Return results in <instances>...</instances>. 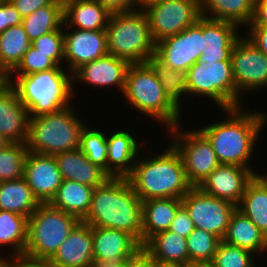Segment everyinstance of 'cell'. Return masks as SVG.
Masks as SVG:
<instances>
[{
  "label": "cell",
  "instance_id": "6da1fadb",
  "mask_svg": "<svg viewBox=\"0 0 267 267\" xmlns=\"http://www.w3.org/2000/svg\"><path fill=\"white\" fill-rule=\"evenodd\" d=\"M244 108L245 106L223 110L228 116L225 120L206 125L199 130L212 144L220 164L249 168L257 175L249 161L258 135L266 125L267 114Z\"/></svg>",
  "mask_w": 267,
  "mask_h": 267
},
{
  "label": "cell",
  "instance_id": "7a4b0ae2",
  "mask_svg": "<svg viewBox=\"0 0 267 267\" xmlns=\"http://www.w3.org/2000/svg\"><path fill=\"white\" fill-rule=\"evenodd\" d=\"M82 222L126 232L142 246V200L127 178L110 177L95 187L89 212Z\"/></svg>",
  "mask_w": 267,
  "mask_h": 267
},
{
  "label": "cell",
  "instance_id": "3957f363",
  "mask_svg": "<svg viewBox=\"0 0 267 267\" xmlns=\"http://www.w3.org/2000/svg\"><path fill=\"white\" fill-rule=\"evenodd\" d=\"M138 158L126 178L142 201L182 199L193 187L187 180L182 159L172 145L153 158Z\"/></svg>",
  "mask_w": 267,
  "mask_h": 267
},
{
  "label": "cell",
  "instance_id": "277c9868",
  "mask_svg": "<svg viewBox=\"0 0 267 267\" xmlns=\"http://www.w3.org/2000/svg\"><path fill=\"white\" fill-rule=\"evenodd\" d=\"M4 80L13 86L29 116L53 113L72 104V74L62 66L27 76H6Z\"/></svg>",
  "mask_w": 267,
  "mask_h": 267
},
{
  "label": "cell",
  "instance_id": "5b68a950",
  "mask_svg": "<svg viewBox=\"0 0 267 267\" xmlns=\"http://www.w3.org/2000/svg\"><path fill=\"white\" fill-rule=\"evenodd\" d=\"M85 126L72 104L53 113L29 116L25 144L29 152L51 156L76 150Z\"/></svg>",
  "mask_w": 267,
  "mask_h": 267
},
{
  "label": "cell",
  "instance_id": "8992f818",
  "mask_svg": "<svg viewBox=\"0 0 267 267\" xmlns=\"http://www.w3.org/2000/svg\"><path fill=\"white\" fill-rule=\"evenodd\" d=\"M122 94L134 109L164 123L167 129L181 124L180 110L165 95L155 71L148 63L129 66Z\"/></svg>",
  "mask_w": 267,
  "mask_h": 267
},
{
  "label": "cell",
  "instance_id": "52a82bcc",
  "mask_svg": "<svg viewBox=\"0 0 267 267\" xmlns=\"http://www.w3.org/2000/svg\"><path fill=\"white\" fill-rule=\"evenodd\" d=\"M106 33L108 53L130 64L147 63L155 55L156 44L143 9L111 14Z\"/></svg>",
  "mask_w": 267,
  "mask_h": 267
},
{
  "label": "cell",
  "instance_id": "ba28073f",
  "mask_svg": "<svg viewBox=\"0 0 267 267\" xmlns=\"http://www.w3.org/2000/svg\"><path fill=\"white\" fill-rule=\"evenodd\" d=\"M79 222L75 216L49 203H41L28 218L24 256L34 260H49Z\"/></svg>",
  "mask_w": 267,
  "mask_h": 267
},
{
  "label": "cell",
  "instance_id": "9c48e42d",
  "mask_svg": "<svg viewBox=\"0 0 267 267\" xmlns=\"http://www.w3.org/2000/svg\"><path fill=\"white\" fill-rule=\"evenodd\" d=\"M192 94L212 99L222 110L237 108L231 61H197L187 71V95Z\"/></svg>",
  "mask_w": 267,
  "mask_h": 267
},
{
  "label": "cell",
  "instance_id": "30bf717a",
  "mask_svg": "<svg viewBox=\"0 0 267 267\" xmlns=\"http://www.w3.org/2000/svg\"><path fill=\"white\" fill-rule=\"evenodd\" d=\"M181 128L179 124L168 129L170 144L182 159L188 182L198 187L220 163L212 144L199 129L181 131Z\"/></svg>",
  "mask_w": 267,
  "mask_h": 267
},
{
  "label": "cell",
  "instance_id": "8fae6325",
  "mask_svg": "<svg viewBox=\"0 0 267 267\" xmlns=\"http://www.w3.org/2000/svg\"><path fill=\"white\" fill-rule=\"evenodd\" d=\"M143 10L155 44L177 35L202 17L199 0H160Z\"/></svg>",
  "mask_w": 267,
  "mask_h": 267
},
{
  "label": "cell",
  "instance_id": "7c38bea8",
  "mask_svg": "<svg viewBox=\"0 0 267 267\" xmlns=\"http://www.w3.org/2000/svg\"><path fill=\"white\" fill-rule=\"evenodd\" d=\"M231 63L237 89V107H243L242 93H251L267 87V56L246 36H240L233 46Z\"/></svg>",
  "mask_w": 267,
  "mask_h": 267
},
{
  "label": "cell",
  "instance_id": "4fadbf2b",
  "mask_svg": "<svg viewBox=\"0 0 267 267\" xmlns=\"http://www.w3.org/2000/svg\"><path fill=\"white\" fill-rule=\"evenodd\" d=\"M205 48V17H201L177 35L156 43L155 56L173 70L188 71Z\"/></svg>",
  "mask_w": 267,
  "mask_h": 267
},
{
  "label": "cell",
  "instance_id": "5bb4252c",
  "mask_svg": "<svg viewBox=\"0 0 267 267\" xmlns=\"http://www.w3.org/2000/svg\"><path fill=\"white\" fill-rule=\"evenodd\" d=\"M194 227L210 232L223 239L232 213L236 206L232 203L203 193L192 187L181 199Z\"/></svg>",
  "mask_w": 267,
  "mask_h": 267
},
{
  "label": "cell",
  "instance_id": "9a60e30c",
  "mask_svg": "<svg viewBox=\"0 0 267 267\" xmlns=\"http://www.w3.org/2000/svg\"><path fill=\"white\" fill-rule=\"evenodd\" d=\"M93 261L98 267H122L141 245L128 233L109 228L91 226Z\"/></svg>",
  "mask_w": 267,
  "mask_h": 267
},
{
  "label": "cell",
  "instance_id": "2e32d148",
  "mask_svg": "<svg viewBox=\"0 0 267 267\" xmlns=\"http://www.w3.org/2000/svg\"><path fill=\"white\" fill-rule=\"evenodd\" d=\"M75 30V31H74ZM106 30H64V61L72 74L83 64L106 56L108 53ZM69 63V64H68Z\"/></svg>",
  "mask_w": 267,
  "mask_h": 267
},
{
  "label": "cell",
  "instance_id": "e0dca14e",
  "mask_svg": "<svg viewBox=\"0 0 267 267\" xmlns=\"http://www.w3.org/2000/svg\"><path fill=\"white\" fill-rule=\"evenodd\" d=\"M255 175L249 168L220 164L198 188L207 195L237 206Z\"/></svg>",
  "mask_w": 267,
  "mask_h": 267
},
{
  "label": "cell",
  "instance_id": "ac0fdd59",
  "mask_svg": "<svg viewBox=\"0 0 267 267\" xmlns=\"http://www.w3.org/2000/svg\"><path fill=\"white\" fill-rule=\"evenodd\" d=\"M23 177L40 203H49L63 181L54 156L29 151Z\"/></svg>",
  "mask_w": 267,
  "mask_h": 267
},
{
  "label": "cell",
  "instance_id": "d6986e66",
  "mask_svg": "<svg viewBox=\"0 0 267 267\" xmlns=\"http://www.w3.org/2000/svg\"><path fill=\"white\" fill-rule=\"evenodd\" d=\"M29 111L19 100L13 86L0 79V135L7 143H25Z\"/></svg>",
  "mask_w": 267,
  "mask_h": 267
},
{
  "label": "cell",
  "instance_id": "ffe728a7",
  "mask_svg": "<svg viewBox=\"0 0 267 267\" xmlns=\"http://www.w3.org/2000/svg\"><path fill=\"white\" fill-rule=\"evenodd\" d=\"M48 261L54 267H93L91 226L80 221Z\"/></svg>",
  "mask_w": 267,
  "mask_h": 267
},
{
  "label": "cell",
  "instance_id": "44dd1931",
  "mask_svg": "<svg viewBox=\"0 0 267 267\" xmlns=\"http://www.w3.org/2000/svg\"><path fill=\"white\" fill-rule=\"evenodd\" d=\"M130 65L124 59L107 54L76 69L72 73V80L78 79L81 83L98 87L115 86L123 93Z\"/></svg>",
  "mask_w": 267,
  "mask_h": 267
},
{
  "label": "cell",
  "instance_id": "7402d4cb",
  "mask_svg": "<svg viewBox=\"0 0 267 267\" xmlns=\"http://www.w3.org/2000/svg\"><path fill=\"white\" fill-rule=\"evenodd\" d=\"M132 134L121 129L107 134V174L110 177L126 178L140 156L139 141Z\"/></svg>",
  "mask_w": 267,
  "mask_h": 267
},
{
  "label": "cell",
  "instance_id": "603a6c76",
  "mask_svg": "<svg viewBox=\"0 0 267 267\" xmlns=\"http://www.w3.org/2000/svg\"><path fill=\"white\" fill-rule=\"evenodd\" d=\"M54 158L63 180L75 181L95 188L110 178L102 168L92 164L79 148L58 153Z\"/></svg>",
  "mask_w": 267,
  "mask_h": 267
},
{
  "label": "cell",
  "instance_id": "cb8c5ba5",
  "mask_svg": "<svg viewBox=\"0 0 267 267\" xmlns=\"http://www.w3.org/2000/svg\"><path fill=\"white\" fill-rule=\"evenodd\" d=\"M63 3L64 29L106 30L111 14L97 1L63 0Z\"/></svg>",
  "mask_w": 267,
  "mask_h": 267
},
{
  "label": "cell",
  "instance_id": "d4e9b609",
  "mask_svg": "<svg viewBox=\"0 0 267 267\" xmlns=\"http://www.w3.org/2000/svg\"><path fill=\"white\" fill-rule=\"evenodd\" d=\"M181 206V199L177 198L142 201V246L153 235L169 229Z\"/></svg>",
  "mask_w": 267,
  "mask_h": 267
},
{
  "label": "cell",
  "instance_id": "484cf974",
  "mask_svg": "<svg viewBox=\"0 0 267 267\" xmlns=\"http://www.w3.org/2000/svg\"><path fill=\"white\" fill-rule=\"evenodd\" d=\"M223 242L237 246L254 254H266L267 238L260 229L240 211L232 213Z\"/></svg>",
  "mask_w": 267,
  "mask_h": 267
},
{
  "label": "cell",
  "instance_id": "4316f807",
  "mask_svg": "<svg viewBox=\"0 0 267 267\" xmlns=\"http://www.w3.org/2000/svg\"><path fill=\"white\" fill-rule=\"evenodd\" d=\"M201 16L212 20L249 25L254 18L255 0H199ZM209 14V15H208Z\"/></svg>",
  "mask_w": 267,
  "mask_h": 267
},
{
  "label": "cell",
  "instance_id": "83f0119b",
  "mask_svg": "<svg viewBox=\"0 0 267 267\" xmlns=\"http://www.w3.org/2000/svg\"><path fill=\"white\" fill-rule=\"evenodd\" d=\"M93 189L75 181L63 180L49 204L82 221L89 212Z\"/></svg>",
  "mask_w": 267,
  "mask_h": 267
},
{
  "label": "cell",
  "instance_id": "f1b7e54d",
  "mask_svg": "<svg viewBox=\"0 0 267 267\" xmlns=\"http://www.w3.org/2000/svg\"><path fill=\"white\" fill-rule=\"evenodd\" d=\"M143 247L157 262H189L187 239L169 230L153 235Z\"/></svg>",
  "mask_w": 267,
  "mask_h": 267
},
{
  "label": "cell",
  "instance_id": "f546056e",
  "mask_svg": "<svg viewBox=\"0 0 267 267\" xmlns=\"http://www.w3.org/2000/svg\"><path fill=\"white\" fill-rule=\"evenodd\" d=\"M40 204L24 177L0 182V210L29 218Z\"/></svg>",
  "mask_w": 267,
  "mask_h": 267
},
{
  "label": "cell",
  "instance_id": "4dcf8cb0",
  "mask_svg": "<svg viewBox=\"0 0 267 267\" xmlns=\"http://www.w3.org/2000/svg\"><path fill=\"white\" fill-rule=\"evenodd\" d=\"M236 209L248 217L267 238V184L258 174L248 183Z\"/></svg>",
  "mask_w": 267,
  "mask_h": 267
},
{
  "label": "cell",
  "instance_id": "1f68e13d",
  "mask_svg": "<svg viewBox=\"0 0 267 267\" xmlns=\"http://www.w3.org/2000/svg\"><path fill=\"white\" fill-rule=\"evenodd\" d=\"M30 45L22 24L0 33V79H4L18 65Z\"/></svg>",
  "mask_w": 267,
  "mask_h": 267
},
{
  "label": "cell",
  "instance_id": "d6a6232c",
  "mask_svg": "<svg viewBox=\"0 0 267 267\" xmlns=\"http://www.w3.org/2000/svg\"><path fill=\"white\" fill-rule=\"evenodd\" d=\"M64 24L63 0H54L22 19L24 30L32 42L40 36L59 30Z\"/></svg>",
  "mask_w": 267,
  "mask_h": 267
},
{
  "label": "cell",
  "instance_id": "836d02e7",
  "mask_svg": "<svg viewBox=\"0 0 267 267\" xmlns=\"http://www.w3.org/2000/svg\"><path fill=\"white\" fill-rule=\"evenodd\" d=\"M27 229L28 218L26 216L0 210V247H9L11 255L24 256Z\"/></svg>",
  "mask_w": 267,
  "mask_h": 267
},
{
  "label": "cell",
  "instance_id": "e575fe53",
  "mask_svg": "<svg viewBox=\"0 0 267 267\" xmlns=\"http://www.w3.org/2000/svg\"><path fill=\"white\" fill-rule=\"evenodd\" d=\"M147 63L155 71L165 95L181 111V98L187 95V71L173 70L155 55L151 56Z\"/></svg>",
  "mask_w": 267,
  "mask_h": 267
},
{
  "label": "cell",
  "instance_id": "d590c367",
  "mask_svg": "<svg viewBox=\"0 0 267 267\" xmlns=\"http://www.w3.org/2000/svg\"><path fill=\"white\" fill-rule=\"evenodd\" d=\"M27 153L25 143H6L0 148V182L12 181L24 176Z\"/></svg>",
  "mask_w": 267,
  "mask_h": 267
},
{
  "label": "cell",
  "instance_id": "8d00e7d4",
  "mask_svg": "<svg viewBox=\"0 0 267 267\" xmlns=\"http://www.w3.org/2000/svg\"><path fill=\"white\" fill-rule=\"evenodd\" d=\"M101 130L84 127L81 133L79 149L92 164L102 168L107 173V134Z\"/></svg>",
  "mask_w": 267,
  "mask_h": 267
},
{
  "label": "cell",
  "instance_id": "74e56055",
  "mask_svg": "<svg viewBox=\"0 0 267 267\" xmlns=\"http://www.w3.org/2000/svg\"><path fill=\"white\" fill-rule=\"evenodd\" d=\"M189 262H211L221 239L216 235L195 228L187 237Z\"/></svg>",
  "mask_w": 267,
  "mask_h": 267
},
{
  "label": "cell",
  "instance_id": "f35d334b",
  "mask_svg": "<svg viewBox=\"0 0 267 267\" xmlns=\"http://www.w3.org/2000/svg\"><path fill=\"white\" fill-rule=\"evenodd\" d=\"M234 23L205 18V44L207 49L233 48L240 37ZM237 33V34H236Z\"/></svg>",
  "mask_w": 267,
  "mask_h": 267
},
{
  "label": "cell",
  "instance_id": "ab89813d",
  "mask_svg": "<svg viewBox=\"0 0 267 267\" xmlns=\"http://www.w3.org/2000/svg\"><path fill=\"white\" fill-rule=\"evenodd\" d=\"M254 258L251 252L221 240L211 264L212 267H256Z\"/></svg>",
  "mask_w": 267,
  "mask_h": 267
},
{
  "label": "cell",
  "instance_id": "60d3db41",
  "mask_svg": "<svg viewBox=\"0 0 267 267\" xmlns=\"http://www.w3.org/2000/svg\"><path fill=\"white\" fill-rule=\"evenodd\" d=\"M57 67L58 65L50 58V54L39 52L37 48L30 45L21 61L7 76H27Z\"/></svg>",
  "mask_w": 267,
  "mask_h": 267
},
{
  "label": "cell",
  "instance_id": "b9f144b4",
  "mask_svg": "<svg viewBox=\"0 0 267 267\" xmlns=\"http://www.w3.org/2000/svg\"><path fill=\"white\" fill-rule=\"evenodd\" d=\"M31 45L39 52L50 54V58L61 66L64 61V28L40 36Z\"/></svg>",
  "mask_w": 267,
  "mask_h": 267
},
{
  "label": "cell",
  "instance_id": "7bdbcfd3",
  "mask_svg": "<svg viewBox=\"0 0 267 267\" xmlns=\"http://www.w3.org/2000/svg\"><path fill=\"white\" fill-rule=\"evenodd\" d=\"M22 17L9 0H0V33L22 24Z\"/></svg>",
  "mask_w": 267,
  "mask_h": 267
},
{
  "label": "cell",
  "instance_id": "ee69618b",
  "mask_svg": "<svg viewBox=\"0 0 267 267\" xmlns=\"http://www.w3.org/2000/svg\"><path fill=\"white\" fill-rule=\"evenodd\" d=\"M194 229L195 227L193 221L191 220L188 212L183 206H181L177 210L168 230L186 238Z\"/></svg>",
  "mask_w": 267,
  "mask_h": 267
},
{
  "label": "cell",
  "instance_id": "f6af8a7d",
  "mask_svg": "<svg viewBox=\"0 0 267 267\" xmlns=\"http://www.w3.org/2000/svg\"><path fill=\"white\" fill-rule=\"evenodd\" d=\"M22 18L29 16L41 7L50 5L54 0H9Z\"/></svg>",
  "mask_w": 267,
  "mask_h": 267
},
{
  "label": "cell",
  "instance_id": "bcb514c9",
  "mask_svg": "<svg viewBox=\"0 0 267 267\" xmlns=\"http://www.w3.org/2000/svg\"><path fill=\"white\" fill-rule=\"evenodd\" d=\"M124 267H157V261L141 246V248L126 260Z\"/></svg>",
  "mask_w": 267,
  "mask_h": 267
},
{
  "label": "cell",
  "instance_id": "7dc6e473",
  "mask_svg": "<svg viewBox=\"0 0 267 267\" xmlns=\"http://www.w3.org/2000/svg\"><path fill=\"white\" fill-rule=\"evenodd\" d=\"M250 30L246 37L267 56V27L263 26H247Z\"/></svg>",
  "mask_w": 267,
  "mask_h": 267
},
{
  "label": "cell",
  "instance_id": "c3c4849f",
  "mask_svg": "<svg viewBox=\"0 0 267 267\" xmlns=\"http://www.w3.org/2000/svg\"><path fill=\"white\" fill-rule=\"evenodd\" d=\"M110 14H119L135 10L134 0H95Z\"/></svg>",
  "mask_w": 267,
  "mask_h": 267
},
{
  "label": "cell",
  "instance_id": "681fc988",
  "mask_svg": "<svg viewBox=\"0 0 267 267\" xmlns=\"http://www.w3.org/2000/svg\"><path fill=\"white\" fill-rule=\"evenodd\" d=\"M233 48H220V49H204L203 53L199 56V62L208 61H231V52Z\"/></svg>",
  "mask_w": 267,
  "mask_h": 267
},
{
  "label": "cell",
  "instance_id": "f907efd6",
  "mask_svg": "<svg viewBox=\"0 0 267 267\" xmlns=\"http://www.w3.org/2000/svg\"><path fill=\"white\" fill-rule=\"evenodd\" d=\"M248 26L267 27V0H255L254 18Z\"/></svg>",
  "mask_w": 267,
  "mask_h": 267
},
{
  "label": "cell",
  "instance_id": "816d5d0a",
  "mask_svg": "<svg viewBox=\"0 0 267 267\" xmlns=\"http://www.w3.org/2000/svg\"><path fill=\"white\" fill-rule=\"evenodd\" d=\"M18 267H54L48 260H34L18 256Z\"/></svg>",
  "mask_w": 267,
  "mask_h": 267
},
{
  "label": "cell",
  "instance_id": "f5cc1de1",
  "mask_svg": "<svg viewBox=\"0 0 267 267\" xmlns=\"http://www.w3.org/2000/svg\"><path fill=\"white\" fill-rule=\"evenodd\" d=\"M0 256V267H18V256L12 255L9 259ZM11 259V260H10Z\"/></svg>",
  "mask_w": 267,
  "mask_h": 267
},
{
  "label": "cell",
  "instance_id": "db71d44e",
  "mask_svg": "<svg viewBox=\"0 0 267 267\" xmlns=\"http://www.w3.org/2000/svg\"><path fill=\"white\" fill-rule=\"evenodd\" d=\"M160 0H134L135 9H145L147 6Z\"/></svg>",
  "mask_w": 267,
  "mask_h": 267
},
{
  "label": "cell",
  "instance_id": "11a10c76",
  "mask_svg": "<svg viewBox=\"0 0 267 267\" xmlns=\"http://www.w3.org/2000/svg\"><path fill=\"white\" fill-rule=\"evenodd\" d=\"M184 267H212L211 262H188L184 264Z\"/></svg>",
  "mask_w": 267,
  "mask_h": 267
},
{
  "label": "cell",
  "instance_id": "9f6ffc18",
  "mask_svg": "<svg viewBox=\"0 0 267 267\" xmlns=\"http://www.w3.org/2000/svg\"><path fill=\"white\" fill-rule=\"evenodd\" d=\"M157 267H184V264L157 262Z\"/></svg>",
  "mask_w": 267,
  "mask_h": 267
},
{
  "label": "cell",
  "instance_id": "6f0895ef",
  "mask_svg": "<svg viewBox=\"0 0 267 267\" xmlns=\"http://www.w3.org/2000/svg\"><path fill=\"white\" fill-rule=\"evenodd\" d=\"M7 142L3 139V137L0 135V148H2Z\"/></svg>",
  "mask_w": 267,
  "mask_h": 267
},
{
  "label": "cell",
  "instance_id": "680465c9",
  "mask_svg": "<svg viewBox=\"0 0 267 267\" xmlns=\"http://www.w3.org/2000/svg\"><path fill=\"white\" fill-rule=\"evenodd\" d=\"M258 175L266 182V184H267V174L265 175V174H263V175H261V174H259L258 173Z\"/></svg>",
  "mask_w": 267,
  "mask_h": 267
}]
</instances>
